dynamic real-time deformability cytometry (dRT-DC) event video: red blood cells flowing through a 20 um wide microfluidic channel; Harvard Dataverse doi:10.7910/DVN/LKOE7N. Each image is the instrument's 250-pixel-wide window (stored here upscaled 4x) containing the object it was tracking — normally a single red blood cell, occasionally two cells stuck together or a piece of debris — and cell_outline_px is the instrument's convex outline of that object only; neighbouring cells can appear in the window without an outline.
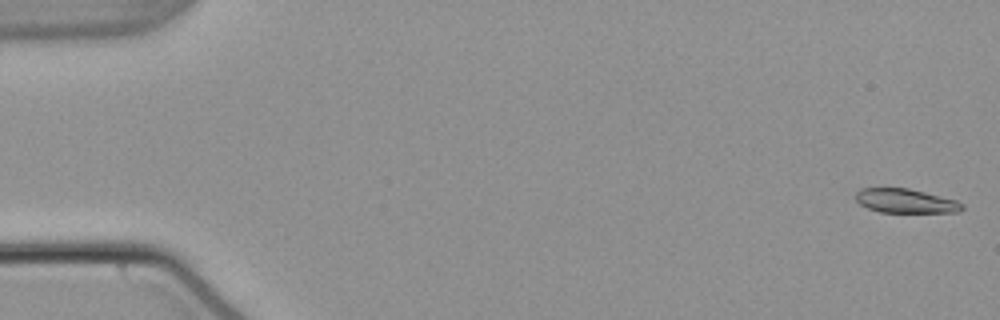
{"species": "common noctule bat (a hibernating species)", "species_latin": "Nyctalus noctula", "temperature_condition": "warm", "stored_images_in_passage": 56, "camera_frame_rate_fps": 3000, "um_per_image_px": 0.085, "animal": {"sex": "male", "body_mass_g": 21.5, "forearm_length_mm": 52.0}, "frame": {"image": 1, "passage_image": 2, "time_ms": 0.333, "image_size_px": [1000, 320], "cell_outline_px": [[964, 208], [956, 212], [880, 212], [868, 208], [860, 204], [856, 200], [856, 192], [860, 188], [908, 188], [956, 200], [964, 204]], "centroid_in_image_um": [76.96, 17.07], "position_along_channel_um": 8.0, "area_um2": 14.85}}
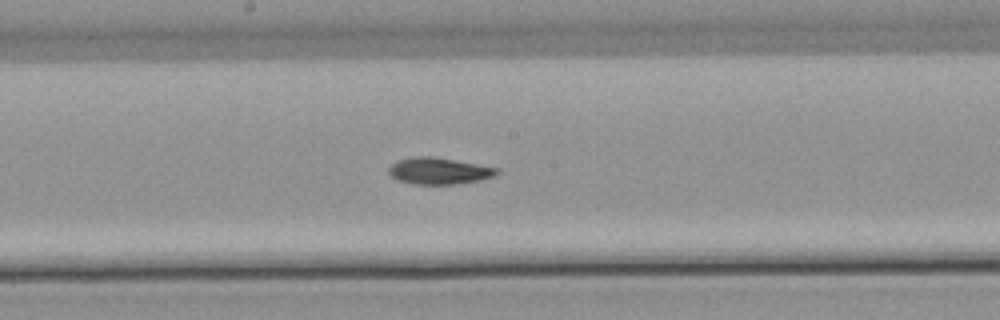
{"frame": {"image": 2, "passage_image": 30, "time_ms": 9.667, "image_size_px": [1000, 320], "cell_outline_px": [[500, 172], [496, 176], [480, 180], [456, 184], [412, 184], [400, 180], [392, 176], [388, 172], [388, 168], [392, 164], [400, 160], [416, 156], [428, 156], [500, 168]], "centroid_in_image_um": [37.35, 14.54], "position_along_channel_um": 210.8, "area_um2": 16.53}}
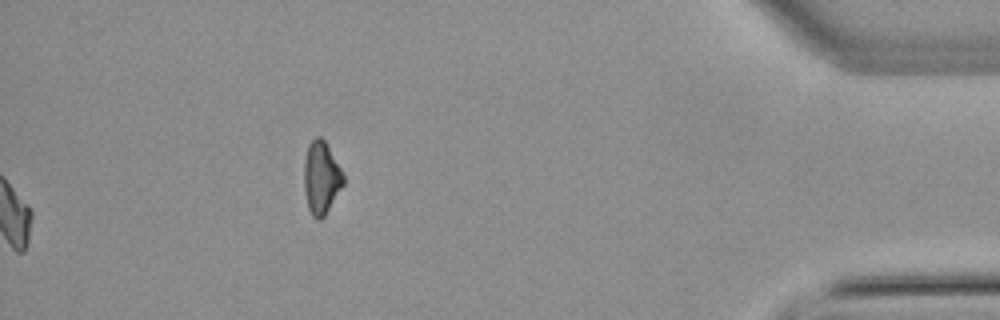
{"frame": {"image": 3, "passage_image": 56, "time_ms": 18.333, "image_size_px": [1000, 320], "cell_outline_px": [[344, 184], [324, 216], [320, 220], [316, 220], [312, 216], [308, 208], [304, 188], [304, 160], [308, 144], [316, 136], [320, 136], [324, 140], [340, 168], [344, 176]], "centroid_in_image_um": [27.29, 15.12], "position_along_channel_um": 407.9, "area_um2": 16.53}, "authors_computed_cell_mechanics": {"area_um2": 16.3285, "velocity_mm_per_s": 3.8019, "shape_relaxation_time_tau1_ms": null, "shape_relaxation_time_tau2_ms": 6.6653, "deformation_change_tau1": null, "deformation_change_tau2": 0.0895}}